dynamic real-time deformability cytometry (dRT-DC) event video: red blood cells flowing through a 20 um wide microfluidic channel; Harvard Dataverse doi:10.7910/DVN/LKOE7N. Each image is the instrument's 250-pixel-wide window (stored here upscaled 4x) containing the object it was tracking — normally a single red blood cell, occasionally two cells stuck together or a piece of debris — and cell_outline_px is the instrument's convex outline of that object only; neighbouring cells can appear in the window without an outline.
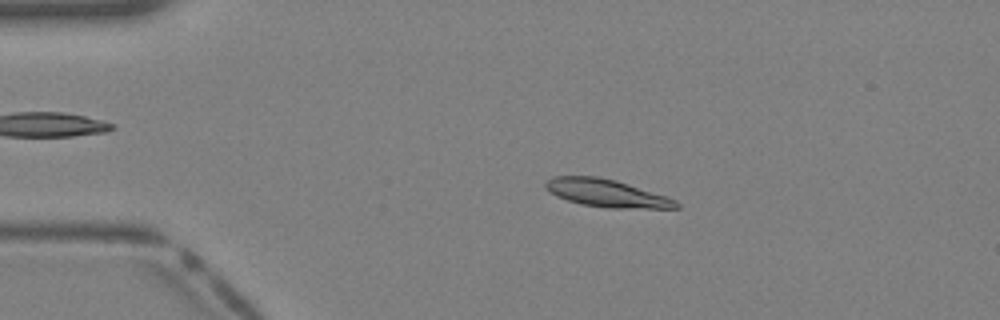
{"species": "Egyptian fruit bat (a non-hibernating species)", "species_latin": "Rousettus aegyptiacus", "temperature_condition": "warm", "stored_images_in_passage": 39, "camera_frame_rate_fps": 3000, "um_per_image_px": 0.085, "animal": {"sex": "female"}, "frame": {"image": 1, "passage_image": 8, "time_ms": 2.333, "image_size_px": [1000, 320], "cell_outline_px": [[680, 208], [608, 208], [580, 204], [556, 196], [544, 188], [544, 184], [552, 176], [596, 176], [616, 180], [668, 196], [676, 200], [680, 204]], "centroid_in_image_um": [51.57, 16.42], "position_along_channel_um": 33.4, "area_um2": 21.21}}
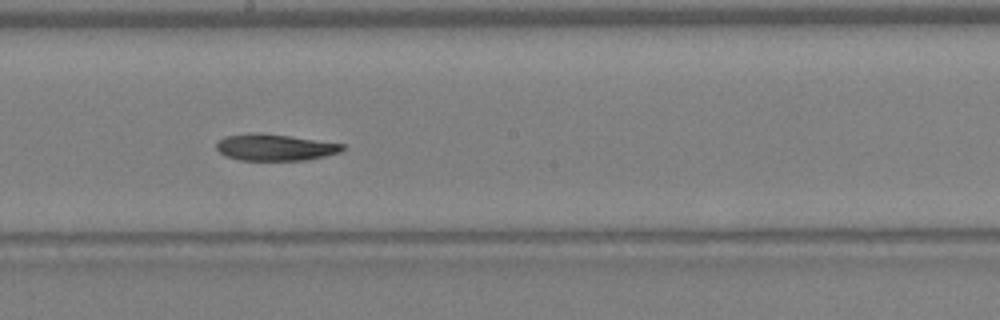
{"frame": {"image": 2, "passage_image": 22, "time_ms": 7.0, "image_size_px": [1000, 320], "cell_outline_px": [[344, 148], [340, 152], [324, 156], [304, 160], [240, 160], [224, 156], [216, 148], [216, 144], [224, 136], [256, 132], [260, 132], [344, 144]], "centroid_in_image_um": [23.33, 12.52], "position_along_channel_um": 224.9, "area_um2": 19.36}}
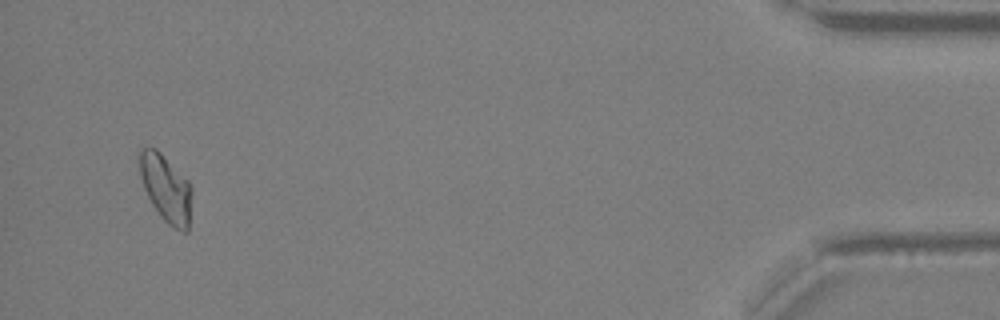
{"frame": {"image": 3, "passage_image": 38, "time_ms": 12.333, "image_size_px": [1000, 320], "cell_outline_px": [[192, 192], [188, 232], [180, 232], [168, 224], [160, 216], [152, 204], [144, 188], [140, 176], [140, 152], [144, 148], [156, 148], [188, 180], [192, 188]], "centroid_in_image_um": [14.13, 16.05], "position_along_channel_um": 421.1, "area_um2": 20.35}}